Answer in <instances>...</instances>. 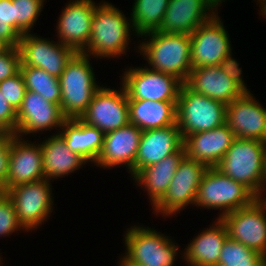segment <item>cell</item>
Wrapping results in <instances>:
<instances>
[{
    "mask_svg": "<svg viewBox=\"0 0 266 266\" xmlns=\"http://www.w3.org/2000/svg\"><path fill=\"white\" fill-rule=\"evenodd\" d=\"M33 33H25L20 38L18 45L21 55L20 66L37 67L59 78L76 52L57 39L54 41L49 37L43 38Z\"/></svg>",
    "mask_w": 266,
    "mask_h": 266,
    "instance_id": "9a60e30c",
    "label": "cell"
},
{
    "mask_svg": "<svg viewBox=\"0 0 266 266\" xmlns=\"http://www.w3.org/2000/svg\"><path fill=\"white\" fill-rule=\"evenodd\" d=\"M128 67L119 76L128 100L178 101L183 82L176 76L143 65Z\"/></svg>",
    "mask_w": 266,
    "mask_h": 266,
    "instance_id": "8fae6325",
    "label": "cell"
},
{
    "mask_svg": "<svg viewBox=\"0 0 266 266\" xmlns=\"http://www.w3.org/2000/svg\"><path fill=\"white\" fill-rule=\"evenodd\" d=\"M184 139L177 124L168 127L142 131L132 178L143 168L162 161L179 151Z\"/></svg>",
    "mask_w": 266,
    "mask_h": 266,
    "instance_id": "7402d4cb",
    "label": "cell"
},
{
    "mask_svg": "<svg viewBox=\"0 0 266 266\" xmlns=\"http://www.w3.org/2000/svg\"><path fill=\"white\" fill-rule=\"evenodd\" d=\"M45 179L43 153L40 143L14 135L11 138V153L7 185L0 191L19 184Z\"/></svg>",
    "mask_w": 266,
    "mask_h": 266,
    "instance_id": "44dd1931",
    "label": "cell"
},
{
    "mask_svg": "<svg viewBox=\"0 0 266 266\" xmlns=\"http://www.w3.org/2000/svg\"><path fill=\"white\" fill-rule=\"evenodd\" d=\"M27 91L40 94L45 100L60 105L61 89L59 78L50 75L45 70L32 67L20 66Z\"/></svg>",
    "mask_w": 266,
    "mask_h": 266,
    "instance_id": "f546056e",
    "label": "cell"
},
{
    "mask_svg": "<svg viewBox=\"0 0 266 266\" xmlns=\"http://www.w3.org/2000/svg\"><path fill=\"white\" fill-rule=\"evenodd\" d=\"M119 84L118 90L101 84L80 119L104 134L129 124L128 95Z\"/></svg>",
    "mask_w": 266,
    "mask_h": 266,
    "instance_id": "4fadbf2b",
    "label": "cell"
},
{
    "mask_svg": "<svg viewBox=\"0 0 266 266\" xmlns=\"http://www.w3.org/2000/svg\"><path fill=\"white\" fill-rule=\"evenodd\" d=\"M15 134L0 131V191L7 185L9 173L11 138Z\"/></svg>",
    "mask_w": 266,
    "mask_h": 266,
    "instance_id": "8d00e7d4",
    "label": "cell"
},
{
    "mask_svg": "<svg viewBox=\"0 0 266 266\" xmlns=\"http://www.w3.org/2000/svg\"><path fill=\"white\" fill-rule=\"evenodd\" d=\"M167 234L146 225L133 224L123 234L125 251L118 265L127 266H174L183 259L179 244ZM180 253V254H178Z\"/></svg>",
    "mask_w": 266,
    "mask_h": 266,
    "instance_id": "3957f363",
    "label": "cell"
},
{
    "mask_svg": "<svg viewBox=\"0 0 266 266\" xmlns=\"http://www.w3.org/2000/svg\"><path fill=\"white\" fill-rule=\"evenodd\" d=\"M21 55L18 46H9L0 52V81L12 77L20 71Z\"/></svg>",
    "mask_w": 266,
    "mask_h": 266,
    "instance_id": "d590c367",
    "label": "cell"
},
{
    "mask_svg": "<svg viewBox=\"0 0 266 266\" xmlns=\"http://www.w3.org/2000/svg\"><path fill=\"white\" fill-rule=\"evenodd\" d=\"M226 108V104L198 94L183 83L177 101V125L183 139L225 124Z\"/></svg>",
    "mask_w": 266,
    "mask_h": 266,
    "instance_id": "ba28073f",
    "label": "cell"
},
{
    "mask_svg": "<svg viewBox=\"0 0 266 266\" xmlns=\"http://www.w3.org/2000/svg\"><path fill=\"white\" fill-rule=\"evenodd\" d=\"M141 134L142 130L130 123L104 134L101 152L93 165L104 170L123 166L132 178Z\"/></svg>",
    "mask_w": 266,
    "mask_h": 266,
    "instance_id": "ffe728a7",
    "label": "cell"
},
{
    "mask_svg": "<svg viewBox=\"0 0 266 266\" xmlns=\"http://www.w3.org/2000/svg\"><path fill=\"white\" fill-rule=\"evenodd\" d=\"M228 237L266 257V202L256 198L249 206L220 218Z\"/></svg>",
    "mask_w": 266,
    "mask_h": 266,
    "instance_id": "5bb4252c",
    "label": "cell"
},
{
    "mask_svg": "<svg viewBox=\"0 0 266 266\" xmlns=\"http://www.w3.org/2000/svg\"><path fill=\"white\" fill-rule=\"evenodd\" d=\"M217 12L190 34L192 69L233 63L229 33Z\"/></svg>",
    "mask_w": 266,
    "mask_h": 266,
    "instance_id": "30bf717a",
    "label": "cell"
},
{
    "mask_svg": "<svg viewBox=\"0 0 266 266\" xmlns=\"http://www.w3.org/2000/svg\"><path fill=\"white\" fill-rule=\"evenodd\" d=\"M226 124L237 138L266 142V108L250 89L227 105Z\"/></svg>",
    "mask_w": 266,
    "mask_h": 266,
    "instance_id": "ac0fdd59",
    "label": "cell"
},
{
    "mask_svg": "<svg viewBox=\"0 0 266 266\" xmlns=\"http://www.w3.org/2000/svg\"><path fill=\"white\" fill-rule=\"evenodd\" d=\"M169 0H134L130 18L138 37L158 31L162 25Z\"/></svg>",
    "mask_w": 266,
    "mask_h": 266,
    "instance_id": "f1b7e54d",
    "label": "cell"
},
{
    "mask_svg": "<svg viewBox=\"0 0 266 266\" xmlns=\"http://www.w3.org/2000/svg\"><path fill=\"white\" fill-rule=\"evenodd\" d=\"M266 257L238 241L227 238L221 249L218 266H263Z\"/></svg>",
    "mask_w": 266,
    "mask_h": 266,
    "instance_id": "4dcf8cb0",
    "label": "cell"
},
{
    "mask_svg": "<svg viewBox=\"0 0 266 266\" xmlns=\"http://www.w3.org/2000/svg\"><path fill=\"white\" fill-rule=\"evenodd\" d=\"M15 12V30L22 36L31 33L43 11L46 0H12ZM35 24V25H34Z\"/></svg>",
    "mask_w": 266,
    "mask_h": 266,
    "instance_id": "1f68e13d",
    "label": "cell"
},
{
    "mask_svg": "<svg viewBox=\"0 0 266 266\" xmlns=\"http://www.w3.org/2000/svg\"><path fill=\"white\" fill-rule=\"evenodd\" d=\"M17 111L7 103L0 92V131L16 133Z\"/></svg>",
    "mask_w": 266,
    "mask_h": 266,
    "instance_id": "74e56055",
    "label": "cell"
},
{
    "mask_svg": "<svg viewBox=\"0 0 266 266\" xmlns=\"http://www.w3.org/2000/svg\"><path fill=\"white\" fill-rule=\"evenodd\" d=\"M139 38L142 39L137 42L140 43L136 46V52L147 61L146 67L172 74L183 83L187 81L192 69L189 34H164L153 31Z\"/></svg>",
    "mask_w": 266,
    "mask_h": 266,
    "instance_id": "7a4b0ae2",
    "label": "cell"
},
{
    "mask_svg": "<svg viewBox=\"0 0 266 266\" xmlns=\"http://www.w3.org/2000/svg\"><path fill=\"white\" fill-rule=\"evenodd\" d=\"M215 168L259 198L266 175V142L236 137Z\"/></svg>",
    "mask_w": 266,
    "mask_h": 266,
    "instance_id": "277c9868",
    "label": "cell"
},
{
    "mask_svg": "<svg viewBox=\"0 0 266 266\" xmlns=\"http://www.w3.org/2000/svg\"><path fill=\"white\" fill-rule=\"evenodd\" d=\"M67 120L61 106L45 100L40 94L26 91L21 106L17 110L16 136L29 138L43 131L61 130ZM35 134V135H34Z\"/></svg>",
    "mask_w": 266,
    "mask_h": 266,
    "instance_id": "2e32d148",
    "label": "cell"
},
{
    "mask_svg": "<svg viewBox=\"0 0 266 266\" xmlns=\"http://www.w3.org/2000/svg\"><path fill=\"white\" fill-rule=\"evenodd\" d=\"M3 255H0V266H3V263H2V259H3V257H2Z\"/></svg>",
    "mask_w": 266,
    "mask_h": 266,
    "instance_id": "60d3db41",
    "label": "cell"
},
{
    "mask_svg": "<svg viewBox=\"0 0 266 266\" xmlns=\"http://www.w3.org/2000/svg\"><path fill=\"white\" fill-rule=\"evenodd\" d=\"M221 7L215 0H169L159 32L191 34Z\"/></svg>",
    "mask_w": 266,
    "mask_h": 266,
    "instance_id": "d6986e66",
    "label": "cell"
},
{
    "mask_svg": "<svg viewBox=\"0 0 266 266\" xmlns=\"http://www.w3.org/2000/svg\"><path fill=\"white\" fill-rule=\"evenodd\" d=\"M0 37L9 46H18L21 35L15 30V12L12 0H0Z\"/></svg>",
    "mask_w": 266,
    "mask_h": 266,
    "instance_id": "d6a6232c",
    "label": "cell"
},
{
    "mask_svg": "<svg viewBox=\"0 0 266 266\" xmlns=\"http://www.w3.org/2000/svg\"><path fill=\"white\" fill-rule=\"evenodd\" d=\"M112 3L102 0L95 7L87 48L82 52L92 58L117 59L126 56L135 35L131 18ZM132 30V31H131ZM133 33V34H131ZM121 56V57H120ZM106 57V58H105Z\"/></svg>",
    "mask_w": 266,
    "mask_h": 266,
    "instance_id": "6da1fadb",
    "label": "cell"
},
{
    "mask_svg": "<svg viewBox=\"0 0 266 266\" xmlns=\"http://www.w3.org/2000/svg\"><path fill=\"white\" fill-rule=\"evenodd\" d=\"M53 181L42 179L8 188L5 193L12 200L20 225L27 232L37 230L52 215Z\"/></svg>",
    "mask_w": 266,
    "mask_h": 266,
    "instance_id": "9c48e42d",
    "label": "cell"
},
{
    "mask_svg": "<svg viewBox=\"0 0 266 266\" xmlns=\"http://www.w3.org/2000/svg\"><path fill=\"white\" fill-rule=\"evenodd\" d=\"M26 91L24 79L20 71L14 76L0 81V92L4 95L7 103L16 111L21 106Z\"/></svg>",
    "mask_w": 266,
    "mask_h": 266,
    "instance_id": "e575fe53",
    "label": "cell"
},
{
    "mask_svg": "<svg viewBox=\"0 0 266 266\" xmlns=\"http://www.w3.org/2000/svg\"><path fill=\"white\" fill-rule=\"evenodd\" d=\"M9 45L0 37V52L6 50Z\"/></svg>",
    "mask_w": 266,
    "mask_h": 266,
    "instance_id": "ab89813d",
    "label": "cell"
},
{
    "mask_svg": "<svg viewBox=\"0 0 266 266\" xmlns=\"http://www.w3.org/2000/svg\"><path fill=\"white\" fill-rule=\"evenodd\" d=\"M239 62L191 69L185 84L194 92L226 105L240 98L249 88Z\"/></svg>",
    "mask_w": 266,
    "mask_h": 266,
    "instance_id": "52a82bcc",
    "label": "cell"
},
{
    "mask_svg": "<svg viewBox=\"0 0 266 266\" xmlns=\"http://www.w3.org/2000/svg\"><path fill=\"white\" fill-rule=\"evenodd\" d=\"M98 4L94 0H69L57 20V40L76 53H82L90 40L91 23Z\"/></svg>",
    "mask_w": 266,
    "mask_h": 266,
    "instance_id": "e0dca14e",
    "label": "cell"
},
{
    "mask_svg": "<svg viewBox=\"0 0 266 266\" xmlns=\"http://www.w3.org/2000/svg\"><path fill=\"white\" fill-rule=\"evenodd\" d=\"M185 156L184 146L162 161L141 169L131 180L147 192L152 208L166 194L177 168Z\"/></svg>",
    "mask_w": 266,
    "mask_h": 266,
    "instance_id": "484cf974",
    "label": "cell"
},
{
    "mask_svg": "<svg viewBox=\"0 0 266 266\" xmlns=\"http://www.w3.org/2000/svg\"><path fill=\"white\" fill-rule=\"evenodd\" d=\"M18 231L26 232L18 221L12 200L0 192V237H9Z\"/></svg>",
    "mask_w": 266,
    "mask_h": 266,
    "instance_id": "836d02e7",
    "label": "cell"
},
{
    "mask_svg": "<svg viewBox=\"0 0 266 266\" xmlns=\"http://www.w3.org/2000/svg\"><path fill=\"white\" fill-rule=\"evenodd\" d=\"M265 193H266V175H265L264 187H263L261 194H260V197H259V199L266 202V197H265L266 194Z\"/></svg>",
    "mask_w": 266,
    "mask_h": 266,
    "instance_id": "f35d334b",
    "label": "cell"
},
{
    "mask_svg": "<svg viewBox=\"0 0 266 266\" xmlns=\"http://www.w3.org/2000/svg\"><path fill=\"white\" fill-rule=\"evenodd\" d=\"M228 238L220 218L194 236L183 250V263L188 266H218L221 249Z\"/></svg>",
    "mask_w": 266,
    "mask_h": 266,
    "instance_id": "cb8c5ba5",
    "label": "cell"
},
{
    "mask_svg": "<svg viewBox=\"0 0 266 266\" xmlns=\"http://www.w3.org/2000/svg\"><path fill=\"white\" fill-rule=\"evenodd\" d=\"M58 134L67 147L79 154L88 164H94L103 146L104 133L80 118L67 119Z\"/></svg>",
    "mask_w": 266,
    "mask_h": 266,
    "instance_id": "4316f807",
    "label": "cell"
},
{
    "mask_svg": "<svg viewBox=\"0 0 266 266\" xmlns=\"http://www.w3.org/2000/svg\"><path fill=\"white\" fill-rule=\"evenodd\" d=\"M257 197L243 184L223 175L215 167L208 168L199 184L195 207L220 210L217 218L249 206Z\"/></svg>",
    "mask_w": 266,
    "mask_h": 266,
    "instance_id": "8992f818",
    "label": "cell"
},
{
    "mask_svg": "<svg viewBox=\"0 0 266 266\" xmlns=\"http://www.w3.org/2000/svg\"><path fill=\"white\" fill-rule=\"evenodd\" d=\"M129 122L140 130L177 124V102L128 100Z\"/></svg>",
    "mask_w": 266,
    "mask_h": 266,
    "instance_id": "83f0119b",
    "label": "cell"
},
{
    "mask_svg": "<svg viewBox=\"0 0 266 266\" xmlns=\"http://www.w3.org/2000/svg\"><path fill=\"white\" fill-rule=\"evenodd\" d=\"M91 58L83 53H76L59 77L60 106L67 119L80 118L86 112L95 92L101 87L96 81Z\"/></svg>",
    "mask_w": 266,
    "mask_h": 266,
    "instance_id": "5b68a950",
    "label": "cell"
},
{
    "mask_svg": "<svg viewBox=\"0 0 266 266\" xmlns=\"http://www.w3.org/2000/svg\"><path fill=\"white\" fill-rule=\"evenodd\" d=\"M208 167L190 159L186 155L180 162L177 171L163 198L151 209L157 217H173L188 206L195 205L197 191L202 177ZM159 216H158V215Z\"/></svg>",
    "mask_w": 266,
    "mask_h": 266,
    "instance_id": "7c38bea8",
    "label": "cell"
},
{
    "mask_svg": "<svg viewBox=\"0 0 266 266\" xmlns=\"http://www.w3.org/2000/svg\"><path fill=\"white\" fill-rule=\"evenodd\" d=\"M45 138L43 137L44 140L39 142L43 153V170L46 180L54 181L68 177L87 165L79 154L67 147L59 134H51Z\"/></svg>",
    "mask_w": 266,
    "mask_h": 266,
    "instance_id": "d4e9b609",
    "label": "cell"
},
{
    "mask_svg": "<svg viewBox=\"0 0 266 266\" xmlns=\"http://www.w3.org/2000/svg\"><path fill=\"white\" fill-rule=\"evenodd\" d=\"M233 131L225 123L209 131H201L184 138L185 155L205 164L216 167L235 139Z\"/></svg>",
    "mask_w": 266,
    "mask_h": 266,
    "instance_id": "603a6c76",
    "label": "cell"
}]
</instances>
